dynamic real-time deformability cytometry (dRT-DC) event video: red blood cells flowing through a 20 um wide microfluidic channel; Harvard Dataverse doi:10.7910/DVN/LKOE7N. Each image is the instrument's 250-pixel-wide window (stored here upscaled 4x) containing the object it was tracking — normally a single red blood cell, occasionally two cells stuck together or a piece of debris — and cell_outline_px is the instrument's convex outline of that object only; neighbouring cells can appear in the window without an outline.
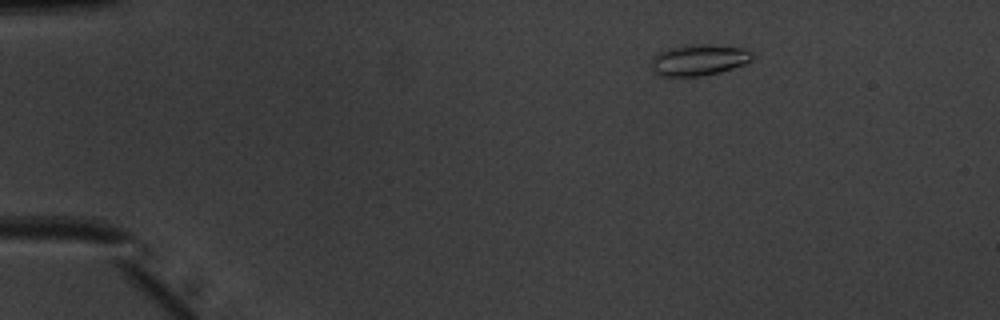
{"species": "common noctule bat (a hibernating species)", "species_latin": "Nyctalus noctula", "temperature_condition": "warm", "stored_images_in_passage": 44, "camera_frame_rate_fps": 3000, "um_per_image_px": 0.085, "animal": {"sex": "male", "body_mass_g": 20.1, "forearm_length_mm": 53.5}, "frame": {"image": 1, "passage_image": 1, "time_ms": 0.0, "image_size_px": [1000, 320], "cell_outline_px": [[756, 56], [752, 60], [744, 64], [720, 72], [700, 76], [660, 76], [652, 72], [652, 56], [668, 48], [684, 44], [708, 44], [744, 48], [756, 52]], "centroid_in_image_um": [59.43, 5.08], "position_along_channel_um": 25.6, "area_um2": 18.73}}
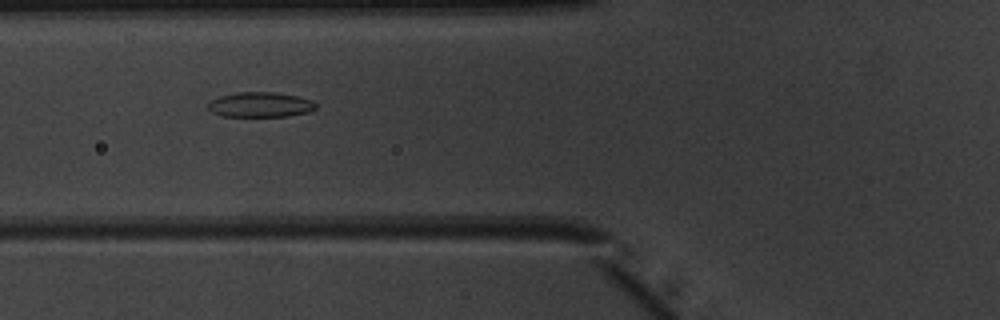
{"frame": {"image": 2, "passage_image": 13, "time_ms": 4.0, "image_size_px": [1000, 320], "cell_outline_px": [[316, 108], [308, 112], [288, 116], [220, 116], [212, 112], [208, 108], [208, 100], [220, 96], [236, 92], [276, 92], [300, 96], [312, 100], [316, 104]], "centroid_in_image_um": [22.11, 8.89], "position_along_channel_um": 103.7, "area_um2": 15.9}}
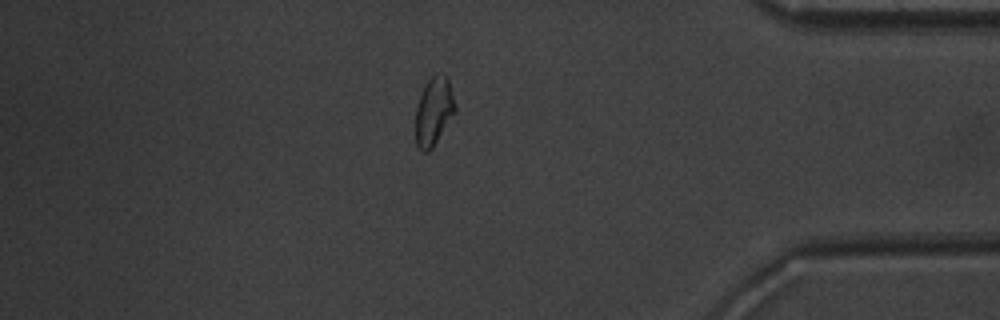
{"frame": {"image": 3, "passage_image": 37, "time_ms": 12.0, "image_size_px": [1000, 320], "cell_outline_px": [[456, 112], [432, 148], [428, 152], [420, 152], [416, 144], [416, 108], [424, 84], [436, 72], [444, 72], [448, 76], [456, 104]], "centroid_in_image_um": [36.89, 9.42], "position_along_channel_um": 398.3, "area_um2": 16.13}, "authors_computed_cell_mechanics": {"area_um2": 15.9817, "velocity_mm_per_s": 4.0212, "shape_relaxation_time_tau1_ms": 5.0758, "shape_relaxation_time_tau2_ms": 5.7351, "deformation_change_tau1": 0.139, "deformation_change_tau2": 0.0657}}